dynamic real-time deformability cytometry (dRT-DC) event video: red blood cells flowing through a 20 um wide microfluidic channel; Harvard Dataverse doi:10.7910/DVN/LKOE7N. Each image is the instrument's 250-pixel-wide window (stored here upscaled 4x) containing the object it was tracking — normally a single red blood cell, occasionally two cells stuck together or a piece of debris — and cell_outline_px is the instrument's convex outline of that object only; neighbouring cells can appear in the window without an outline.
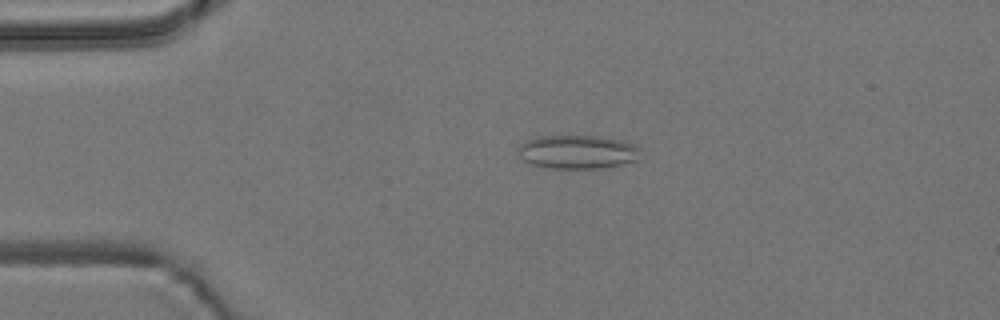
{"species": "common noctule bat (a hibernating species)", "species_latin": "Nyctalus noctula", "temperature_condition": "room temperature", "stored_images_in_passage": 55, "camera_frame_rate_fps": 3000, "um_per_image_px": 0.085, "animal": {"sex": "male", "body_mass_g": 19.2, "forearm_length_mm": 51.8}, "frame": {"image": 1, "passage_image": 12, "time_ms": 3.667, "image_size_px": [1000, 320], "cell_outline_px": [[640, 160], [624, 164], [600, 168], [548, 168], [532, 164], [524, 160], [520, 156], [516, 148], [524, 140], [536, 136], [600, 136], [620, 140], [636, 144], [640, 148]], "centroid_in_image_um": [49.1, 12.9], "position_along_channel_um": 35.9, "area_um2": 24.39}}
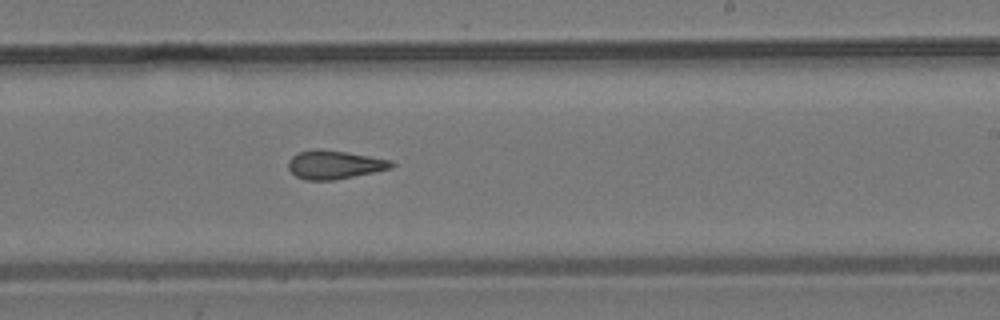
{"frame": {"image": 2, "passage_image": 33, "time_ms": 10.667, "image_size_px": [1000, 320], "cell_outline_px": [[396, 164], [392, 168], [332, 180], [308, 180], [296, 176], [288, 168], [288, 160], [292, 156], [300, 152], [316, 148], [320, 148], [392, 160]], "centroid_in_image_um": [28.41, 13.99], "position_along_channel_um": 260.6, "area_um2": 16.94}}
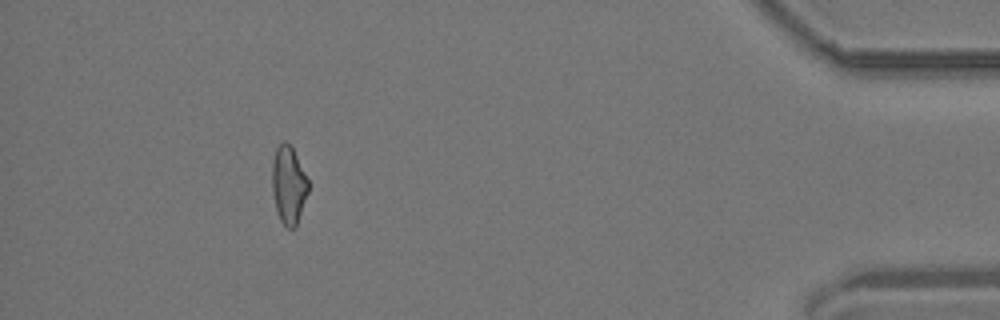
{"frame": {"image": 3, "passage_image": 50, "time_ms": 16.333, "image_size_px": [1000, 320], "cell_outline_px": [[308, 192], [296, 228], [288, 228], [280, 220], [276, 208], [272, 192], [272, 164], [276, 148], [284, 140], [292, 148], [308, 180]], "centroid_in_image_um": [24.52, 15.75], "position_along_channel_um": 410.7, "area_um2": 16.18}, "authors_computed_cell_mechanics": {"area_um2": 17.1666, "velocity_mm_per_s": 3.7303, "shape_relaxation_time_tau1_ms": null, "shape_relaxation_time_tau2_ms": 2.3895, "deformation_change_tau1": null, "deformation_change_tau2": 0.1135}}